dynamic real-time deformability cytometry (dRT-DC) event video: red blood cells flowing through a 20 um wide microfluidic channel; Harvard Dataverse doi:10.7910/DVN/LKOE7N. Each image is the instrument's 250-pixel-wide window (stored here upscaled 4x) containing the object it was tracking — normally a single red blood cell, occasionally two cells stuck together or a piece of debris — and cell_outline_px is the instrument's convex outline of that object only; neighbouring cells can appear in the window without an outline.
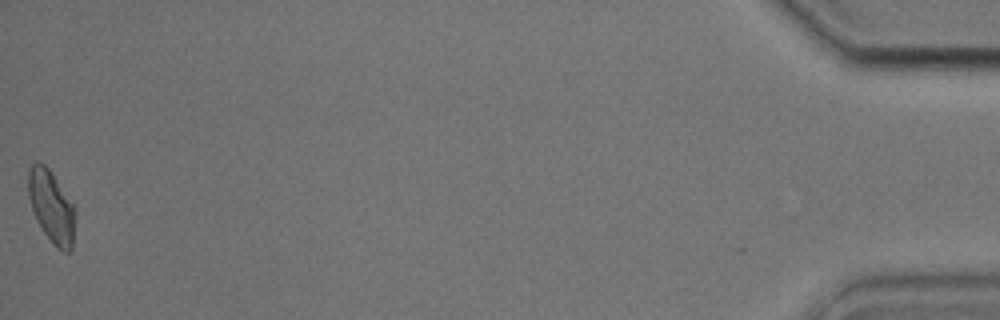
{"species": "common noctule bat (a hibernating species)", "species_latin": "Nyctalus noctula", "temperature_condition": "cold", "stored_images_in_passage": 51, "camera_frame_rate_fps": 3000, "um_per_image_px": 0.085, "animal": {"sex": "male", "body_mass_g": 17.9, "forearm_length_mm": 54.2}, "frame": {"image": 1, "passage_image": 51, "time_ms": 16.667, "image_size_px": [1000, 320], "cell_outline_px": [[76, 212], [72, 248], [68, 252], [64, 252], [56, 248], [44, 232], [36, 220], [28, 196], [28, 168], [36, 160], [40, 160], [48, 168], [76, 208]], "centroid_in_image_um": [4.37, 17.55], "position_along_channel_um": 430.8, "area_um2": 19.88}, "authors_computed_cell_mechanics": {"area_um2": 19.4208, "velocity_mm_per_s": 3.8074, "shape_relaxation_time_tau1_ms": 7.9793, "shape_relaxation_time_tau2_ms": 2.0822, "deformation_change_tau1": 0.1428, "deformation_change_tau2": 0.0865}}